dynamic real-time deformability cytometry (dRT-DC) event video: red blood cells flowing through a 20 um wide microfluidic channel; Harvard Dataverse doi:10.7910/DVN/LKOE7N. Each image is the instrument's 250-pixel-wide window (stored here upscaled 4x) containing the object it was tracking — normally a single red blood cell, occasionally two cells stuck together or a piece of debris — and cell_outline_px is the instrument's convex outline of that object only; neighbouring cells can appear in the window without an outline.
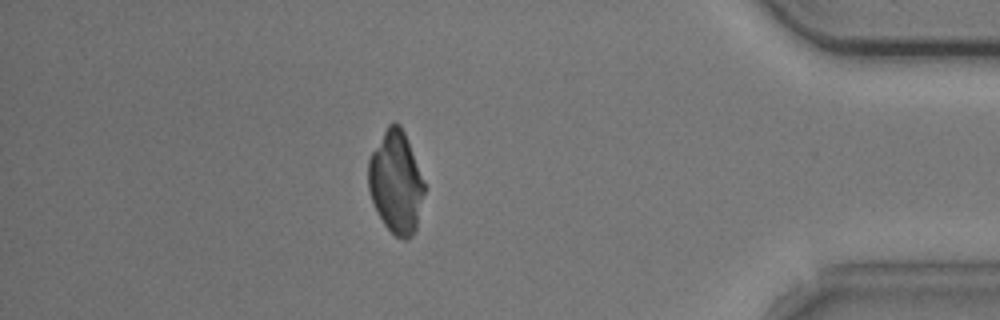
{"species": "common noctule bat (a hibernating species)", "species_latin": "Nyctalus noctula", "temperature_condition": "cold", "stored_images_in_passage": 54, "camera_frame_rate_fps": 3000, "um_per_image_px": 0.085, "animal": {"sex": "male", "body_mass_g": 20.5, "forearm_length_mm": 52.5}, "frame": {"image": 1, "passage_image": 47, "time_ms": 15.333, "image_size_px": [1000, 320], "cell_outline_px": [[424, 192], [416, 232], [408, 240], [404, 240], [396, 236], [384, 224], [372, 200], [368, 188], [368, 160], [372, 152], [388, 124], [392, 120], [400, 124], [404, 132], [424, 184]], "centroid_in_image_um": [33.64, 15.51], "position_along_channel_um": 401.6, "area_um2": 32.95}}